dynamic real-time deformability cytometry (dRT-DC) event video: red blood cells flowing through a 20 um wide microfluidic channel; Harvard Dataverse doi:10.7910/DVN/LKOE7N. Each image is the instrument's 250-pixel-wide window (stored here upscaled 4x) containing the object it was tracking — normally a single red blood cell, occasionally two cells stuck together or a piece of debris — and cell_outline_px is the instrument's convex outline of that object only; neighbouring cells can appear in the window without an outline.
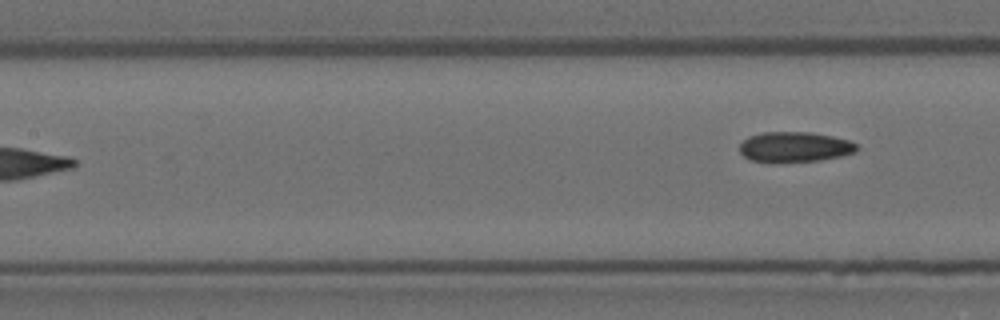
{"species": "Egyptian fruit bat (a non-hibernating species)", "species_latin": "Rousettus aegyptiacus", "temperature_condition": "room temperature", "stored_images_in_passage": 9, "camera_frame_rate_fps": 3000, "um_per_image_px": 0.085, "animal": {"sex": "female"}, "frame": {"image": 1, "passage_image": 9, "time_ms": 2.667, "image_size_px": [1000, 320], "cell_outline_px": [[860, 148], [856, 152], [840, 156], [820, 160], [752, 160], [744, 156], [740, 152], [740, 144], [748, 136], [764, 132], [812, 132], [832, 136], [848, 140], [856, 144]], "centroid_in_image_um": [67.59, 12.45], "position_along_channel_um": 139.8, "area_um2": 20.06}}